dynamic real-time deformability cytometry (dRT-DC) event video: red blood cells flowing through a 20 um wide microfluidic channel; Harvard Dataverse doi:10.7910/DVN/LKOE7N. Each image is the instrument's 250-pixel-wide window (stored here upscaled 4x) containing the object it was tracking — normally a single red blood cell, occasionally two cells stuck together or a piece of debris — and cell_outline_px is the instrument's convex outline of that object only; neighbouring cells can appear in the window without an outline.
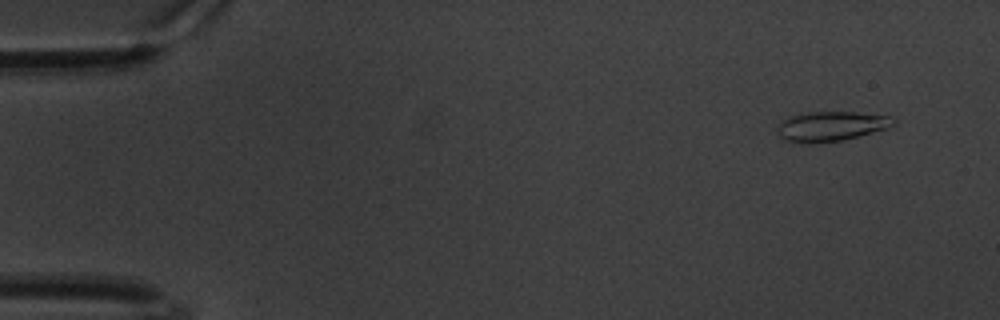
{"species": "common noctule bat (a hibernating species)", "species_latin": "Nyctalus noctula", "temperature_condition": "warm", "stored_images_in_passage": 61, "camera_frame_rate_fps": 3000, "um_per_image_px": 0.085, "animal": {"sex": "male", "body_mass_g": 20.1, "forearm_length_mm": 53.5}, "frame": {"image": 1, "passage_image": 5, "time_ms": 1.333, "image_size_px": [1000, 320], "cell_outline_px": [[900, 120], [896, 124], [888, 128], [844, 140], [816, 144], [800, 144], [784, 140], [776, 132], [776, 128], [780, 120], [788, 116], [808, 112], [856, 112], [888, 116]], "centroid_in_image_um": [70.6, 10.75], "position_along_channel_um": 14.4, "area_um2": 20.75}}
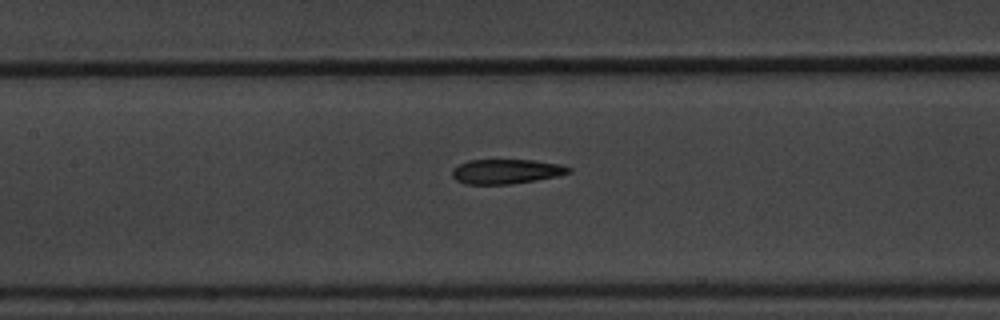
{"frame": {"image": 2, "passage_image": 29, "time_ms": 9.333, "image_size_px": [1000, 320], "cell_outline_px": [[572, 172], [556, 176], [536, 180], [512, 184], [468, 184], [456, 180], [452, 176], [452, 168], [468, 160], [532, 160], [560, 164], [572, 168]], "centroid_in_image_um": [43.03, 14.57], "position_along_channel_um": 164.4, "area_um2": 16.7}}
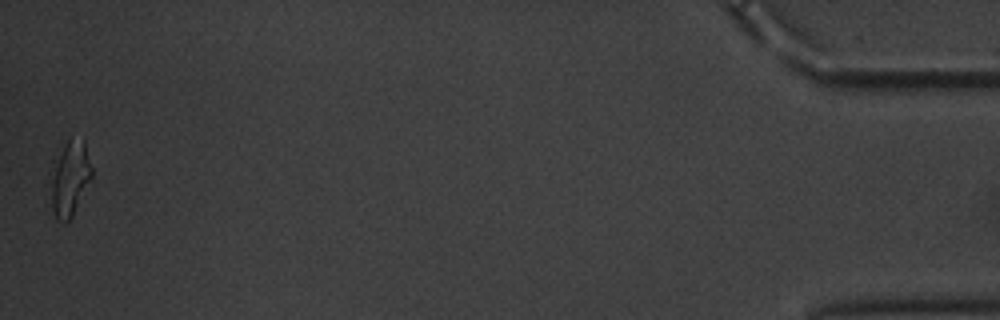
{"frame": {"image": 3, "passage_image": 61, "time_ms": 20.0, "image_size_px": [1000, 320], "cell_outline_px": [[92, 176], [72, 216], [64, 224], [56, 220], [52, 208], [52, 160], [60, 140], [84, 136], [92, 168]], "centroid_in_image_um": [5.92, 15.01], "position_along_channel_um": 429.3, "area_um2": 18.67}, "authors_computed_cell_mechanics": {"area_um2": 17.8024, "velocity_mm_per_s": 3.328, "shape_relaxation_time_tau1_ms": 8.6081, "shape_relaxation_time_tau2_ms": 2.6651, "deformation_change_tau1": 0.2418, "deformation_change_tau2": 0.1249}}